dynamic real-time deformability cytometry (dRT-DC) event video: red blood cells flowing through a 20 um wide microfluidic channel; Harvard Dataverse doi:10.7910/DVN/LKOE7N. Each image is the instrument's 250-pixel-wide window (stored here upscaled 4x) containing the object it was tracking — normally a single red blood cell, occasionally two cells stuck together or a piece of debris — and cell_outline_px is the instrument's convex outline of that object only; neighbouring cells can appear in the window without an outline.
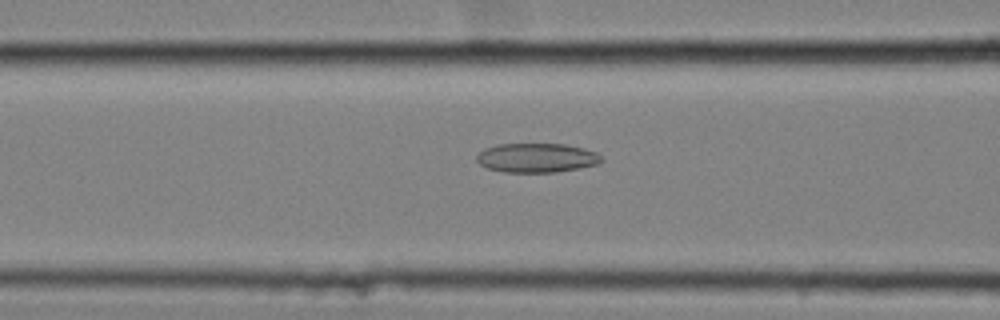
{"species": "common noctule bat (a hibernating species)", "species_latin": "Nyctalus noctula", "temperature_condition": "cold", "stored_images_in_passage": 34, "camera_frame_rate_fps": 3000, "um_per_image_px": 0.085, "animal": {"sex": "female", "body_mass_g": 25.1}, "frame": {"image": 1, "passage_image": 10, "time_ms": 3.0, "image_size_px": [1000, 320], "cell_outline_px": [[604, 160], [596, 164], [580, 168], [556, 172], [504, 172], [488, 168], [480, 164], [476, 160], [476, 156], [484, 148], [496, 144], [564, 144], [584, 148], [596, 152]], "centroid_in_image_um": [45.61, 13.41], "position_along_channel_um": 121.0, "area_um2": 21.27}}
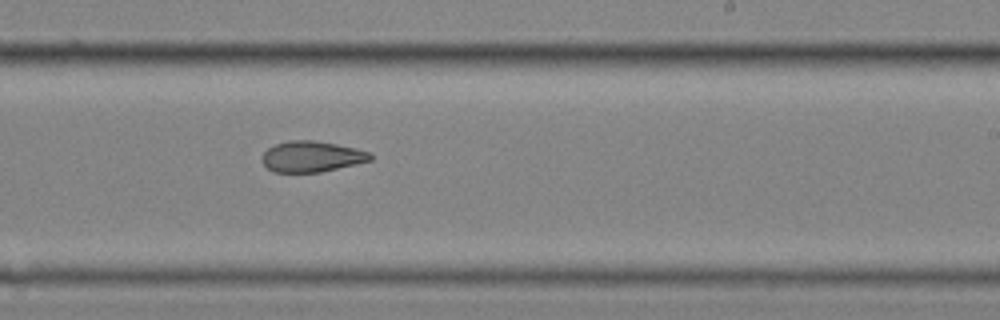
{"frame": {"image": 2, "passage_image": 22, "time_ms": 7.0, "image_size_px": [1000, 320], "cell_outline_px": [[372, 160], [320, 172], [272, 172], [264, 164], [264, 152], [268, 148], [276, 144], [288, 140], [316, 140], [356, 148], [368, 152], [372, 156]], "centroid_in_image_um": [26.5, 13.3], "position_along_channel_um": 262.5, "area_um2": 19.25}}
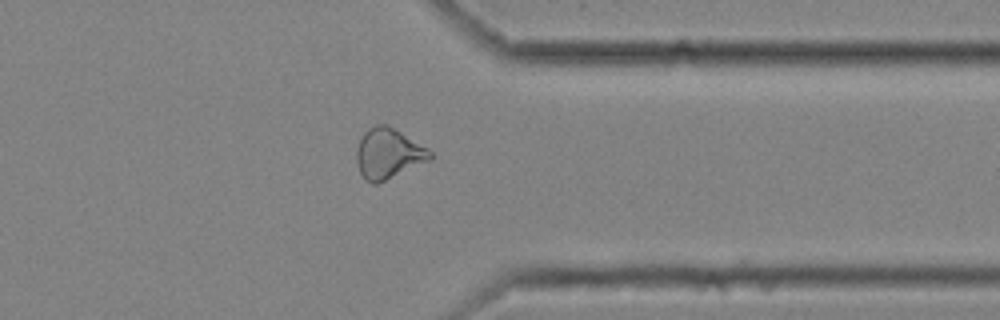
{"frame": {"image": 3, "passage_image": 32, "time_ms": 10.333, "image_size_px": [1000, 320], "cell_outline_px": [[432, 160], [376, 184], [372, 184], [364, 180], [360, 172], [356, 160], [356, 152], [360, 140], [364, 132], [368, 128], [376, 124], [388, 124], [428, 148], [432, 152]], "centroid_in_image_um": [33.02, 13.05], "position_along_channel_um": 378.4, "area_um2": 21.73}}